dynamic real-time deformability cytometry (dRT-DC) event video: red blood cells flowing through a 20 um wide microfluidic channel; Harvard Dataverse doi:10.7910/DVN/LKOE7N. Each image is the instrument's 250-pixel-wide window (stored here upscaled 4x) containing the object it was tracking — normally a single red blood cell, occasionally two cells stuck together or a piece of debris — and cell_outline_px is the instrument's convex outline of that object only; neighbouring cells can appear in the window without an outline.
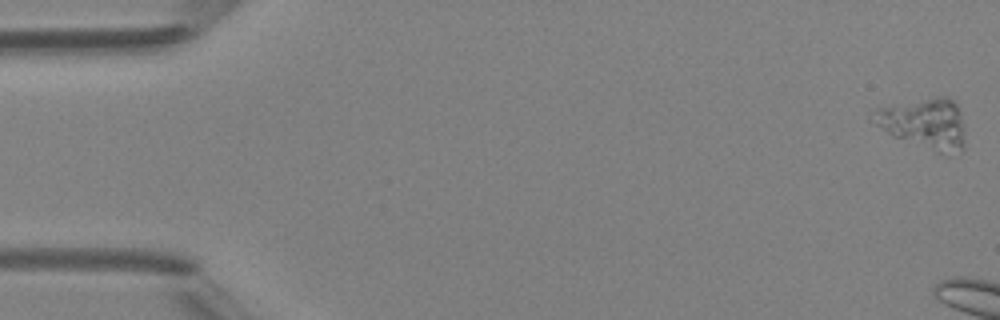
{"species": "Egyptian fruit bat (a non-hibernating species)", "species_latin": "Rousettus aegyptiacus", "temperature_condition": "room temperature", "stored_images_in_passage": 5, "camera_frame_rate_fps": 3000, "um_per_image_px": 0.085, "animal": {"sex": "female"}, "frame": {"image": 1, "passage_image": 1, "time_ms": 0.0, "image_size_px": [1000, 320], "cell_outline_px": [[964, 148], [960, 152], [936, 152], [892, 136], [876, 124], [876, 108], [936, 96], [948, 96], [956, 104], [960, 112], [964, 124]], "centroid_in_image_um": [78.64, 10.49], "position_along_channel_um": 6.4, "area_um2": 26.65}}